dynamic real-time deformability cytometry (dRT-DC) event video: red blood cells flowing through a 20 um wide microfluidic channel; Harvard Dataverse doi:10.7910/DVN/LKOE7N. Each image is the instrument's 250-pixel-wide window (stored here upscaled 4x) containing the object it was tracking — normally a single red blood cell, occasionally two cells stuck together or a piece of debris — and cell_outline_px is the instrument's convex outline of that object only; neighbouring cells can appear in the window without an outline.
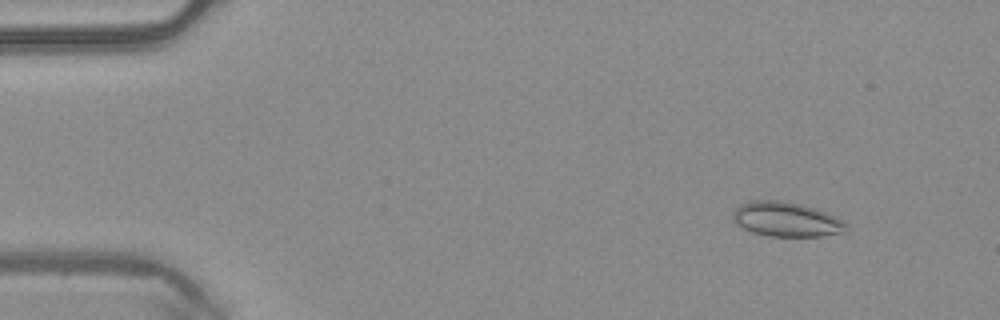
{"species": "common noctule bat (a hibernating species)", "species_latin": "Nyctalus noctula", "temperature_condition": "warm", "stored_images_in_passage": 6, "camera_frame_rate_fps": 3000, "um_per_image_px": 0.085, "animal": {"sex": "male", "body_mass_g": 20.4}, "frame": {"image": 1, "passage_image": 1, "time_ms": 0.0, "image_size_px": [1000, 320], "cell_outline_px": [[848, 232], [820, 236], [768, 236], [752, 232], [736, 224], [732, 220], [732, 212], [740, 204], [752, 200], [780, 200], [800, 204], [816, 208], [836, 216], [848, 224]], "centroid_in_image_um": [66.85, 18.64], "position_along_channel_um": 18.2, "area_um2": 23.12}}
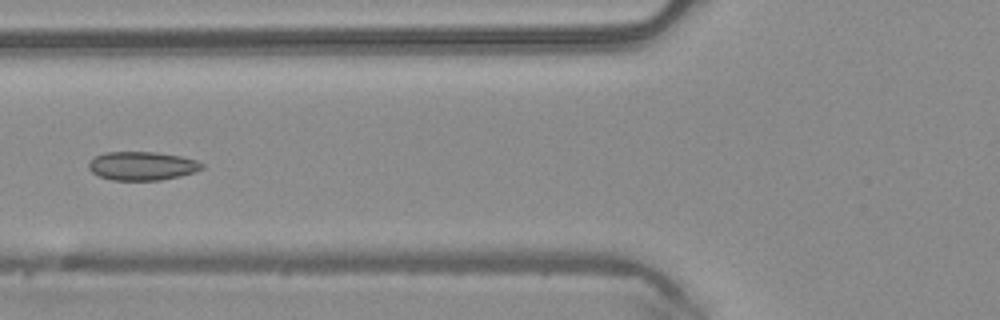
{"frame": {"image": 2, "passage_image": 5, "time_ms": 1.333, "image_size_px": [1000, 320], "cell_outline_px": [[204, 168], [196, 172], [180, 176], [160, 180], [112, 180], [100, 176], [92, 172], [88, 168], [88, 164], [96, 156], [104, 152], [156, 152], [180, 156], [196, 160], [204, 164]], "centroid_in_image_um": [12.11, 14.1], "position_along_channel_um": 113.7, "area_um2": 18.9}}
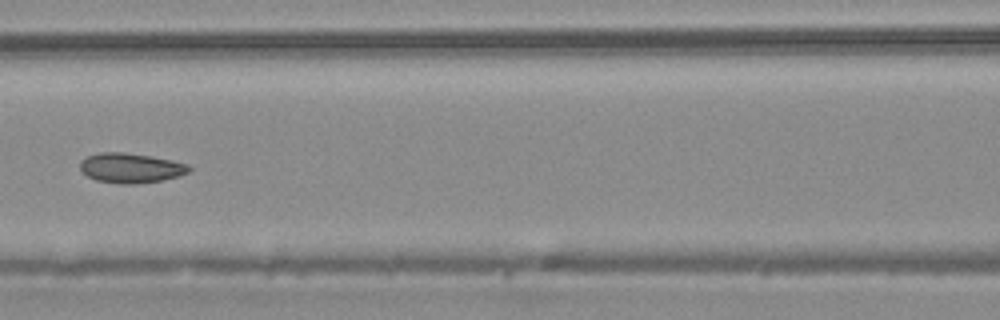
{"frame": {"image": 3, "passage_image": 6, "time_ms": 1.667, "image_size_px": [1000, 320], "cell_outline_px": [[192, 168], [188, 172], [180, 176], [160, 180], [136, 184], [120, 184], [96, 180], [88, 176], [80, 168], [80, 160], [88, 156], [100, 152], [120, 152], [152, 156], [172, 160], [188, 164]], "centroid_in_image_um": [11.13, 14.27], "position_along_channel_um": 155.5, "area_um2": 18.9}}